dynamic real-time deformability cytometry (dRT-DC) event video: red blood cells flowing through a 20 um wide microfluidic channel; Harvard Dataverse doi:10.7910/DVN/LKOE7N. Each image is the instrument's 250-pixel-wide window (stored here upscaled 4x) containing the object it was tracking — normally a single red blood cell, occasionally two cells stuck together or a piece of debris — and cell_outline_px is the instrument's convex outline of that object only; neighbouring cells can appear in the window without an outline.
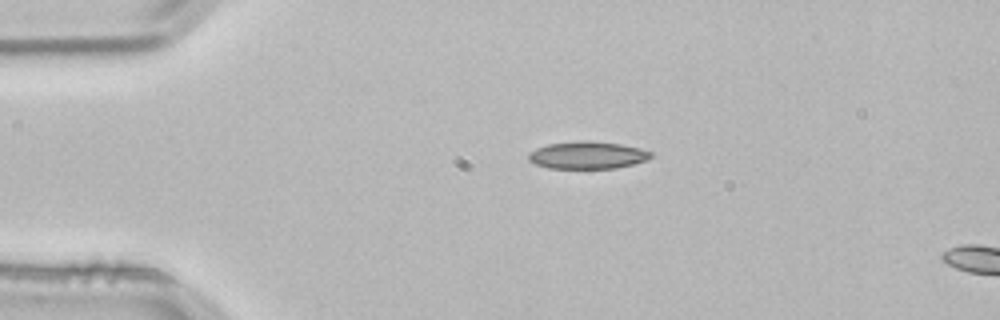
{"species": "common noctule bat (a hibernating species)", "species_latin": "Nyctalus noctula", "temperature_condition": "room temperature", "stored_images_in_passage": 2, "camera_frame_rate_fps": 3000, "um_per_image_px": 0.085, "animal": {"sex": "male", "body_mass_g": 21.5, "forearm_length_mm": 52.0}, "frame": {"image": 1, "passage_image": 1, "time_ms": 0.0, "image_size_px": [1000, 320], "cell_outline_px": [[652, 156], [648, 160], [616, 168], [548, 168], [536, 164], [528, 160], [528, 152], [536, 148], [548, 144], [620, 144], [640, 148], [652, 152]], "centroid_in_image_um": [49.94, 13.25], "position_along_channel_um": 35.1, "area_um2": 18.44}}